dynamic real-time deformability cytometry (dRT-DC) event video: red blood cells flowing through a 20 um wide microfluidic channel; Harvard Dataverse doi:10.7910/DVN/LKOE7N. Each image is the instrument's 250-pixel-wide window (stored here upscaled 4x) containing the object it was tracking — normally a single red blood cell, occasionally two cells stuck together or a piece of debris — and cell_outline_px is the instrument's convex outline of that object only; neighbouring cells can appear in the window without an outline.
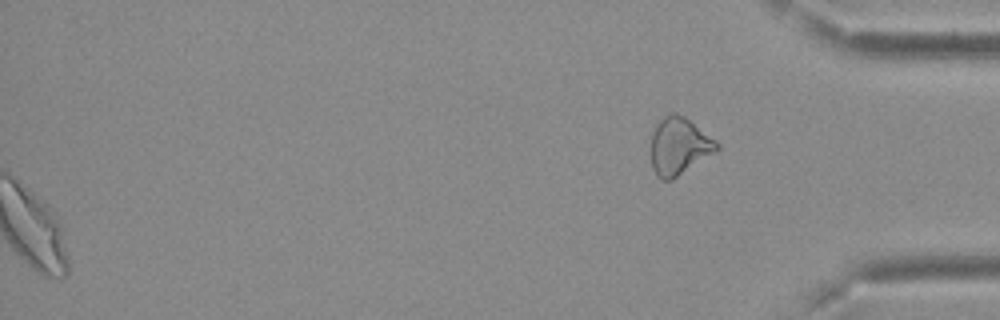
{"species": "Egyptian fruit bat (a non-hibernating species)", "species_latin": "Rousettus aegyptiacus", "temperature_condition": "cold", "stored_images_in_passage": 53, "segment_of_instrument_passage": [2, 2], "camera_frame_rate_fps": 3000, "um_per_image_px": 0.085, "frame": {"image": 1, "passage_image": 53, "time_ms": 17.333, "image_size_px": [1000, 320], "cell_outline_px": [[720, 148], [716, 152], [672, 180], [664, 180], [656, 176], [652, 168], [652, 132], [656, 124], [664, 116], [672, 112], [676, 112], [684, 116], [716, 140], [720, 144]], "centroid_in_image_um": [57.73, 12.42], "position_along_channel_um": 377.5, "area_um2": 22.02}}